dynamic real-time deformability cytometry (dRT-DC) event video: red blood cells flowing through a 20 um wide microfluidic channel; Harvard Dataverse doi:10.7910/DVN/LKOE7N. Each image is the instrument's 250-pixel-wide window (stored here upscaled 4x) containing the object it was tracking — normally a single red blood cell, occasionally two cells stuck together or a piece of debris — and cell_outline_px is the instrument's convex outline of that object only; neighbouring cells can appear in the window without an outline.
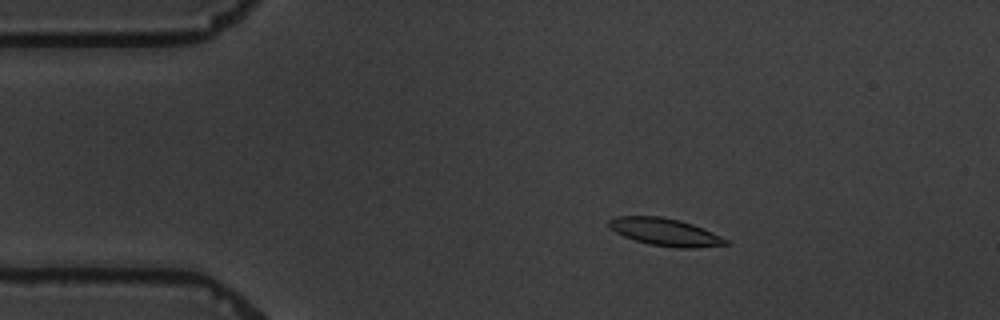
{"species": "common noctule bat (a hibernating species)", "species_latin": "Nyctalus noctula", "temperature_condition": "warm", "stored_images_in_passage": 6, "camera_frame_rate_fps": 3000, "um_per_image_px": 0.085, "animal": {"sex": "male", "body_mass_g": 19.5, "forearm_length_mm": 54.6}, "frame": {"image": 1, "passage_image": 2, "time_ms": 1.0, "image_size_px": [1000, 320], "cell_outline_px": [[728, 244], [696, 248], [680, 248], [648, 244], [624, 236], [616, 232], [608, 224], [608, 220], [616, 216], [660, 216], [680, 220], [692, 224], [712, 232], [728, 240]], "centroid_in_image_um": [56.53, 19.72], "position_along_channel_um": 28.5, "area_um2": 18.5}}
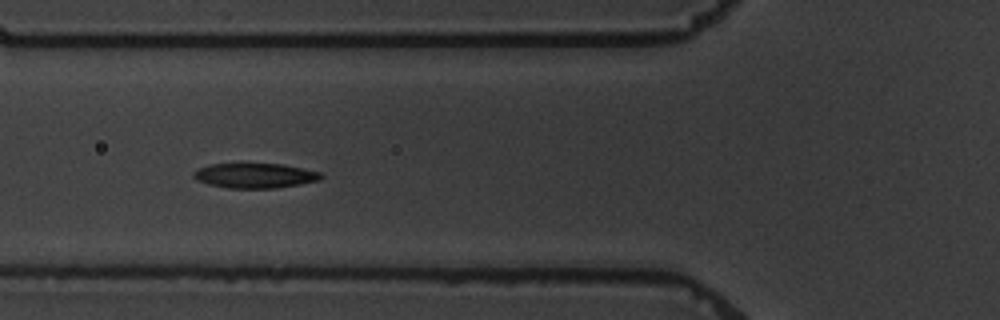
{"frame": {"image": 2, "passage_image": 5, "time_ms": 4.667, "image_size_px": [1000, 320], "cell_outline_px": [[324, 176], [320, 180], [300, 184], [276, 188], [228, 188], [208, 184], [196, 180], [192, 176], [192, 172], [208, 164], [284, 164], [320, 172]], "centroid_in_image_um": [21.66, 14.93], "position_along_channel_um": 104.1, "area_um2": 18.5}}
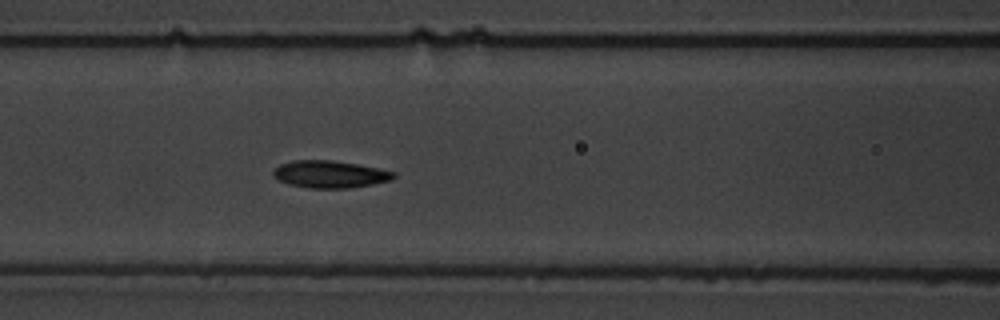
{"frame": {"image": 3, "passage_image": 6, "time_ms": 5.667, "image_size_px": [1000, 320], "cell_outline_px": [[396, 176], [392, 180], [352, 188], [308, 188], [288, 184], [272, 176], [272, 168], [280, 164], [292, 160], [332, 160], [356, 164], [396, 172]], "centroid_in_image_um": [28.0, 14.81], "position_along_channel_um": 138.6, "area_um2": 19.25}}